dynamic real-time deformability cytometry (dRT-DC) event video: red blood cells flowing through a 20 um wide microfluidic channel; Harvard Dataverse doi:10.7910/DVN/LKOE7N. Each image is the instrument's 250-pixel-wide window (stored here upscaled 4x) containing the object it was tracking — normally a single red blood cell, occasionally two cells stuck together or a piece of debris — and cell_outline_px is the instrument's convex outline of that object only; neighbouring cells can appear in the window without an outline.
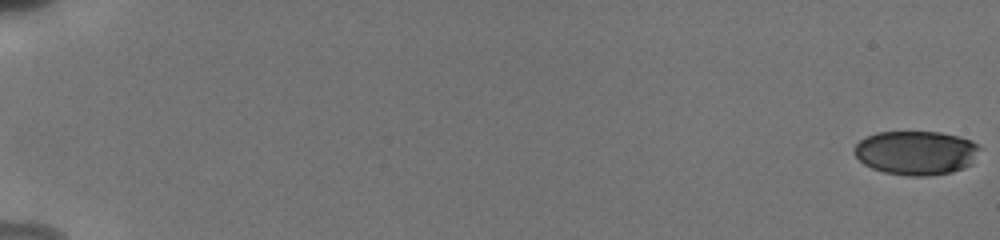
{"species": "human", "species_latin": "Homo sapiens", "temperature_condition": "cold", "stored_images_in_passage": 79, "camera_frame_rate_fps": 3000, "um_per_image_px": 0.085, "donor": {"sex": "male"}, "frame": {"image": 1, "passage_image": 1, "time_ms": 0.0, "image_size_px": [1000, 240], "cell_outline_px": [[980, 148], [972, 164], [964, 168], [952, 172], [924, 176], [908, 176], [884, 172], [872, 168], [864, 164], [856, 156], [856, 144], [860, 140], [876, 132], [940, 132], [960, 136], [972, 140], [980, 144]], "centroid_in_image_um": [77.92, 12.98], "position_along_channel_um": 7.1, "area_um2": 32.25}}
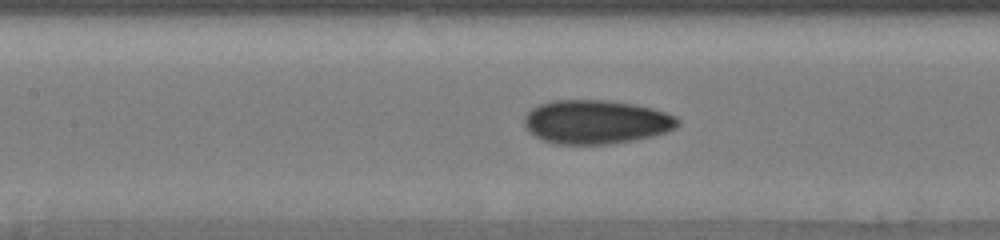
{"frame": {"image": 2, "passage_image": 40, "time_ms": 9.333, "image_size_px": [1000, 240], "cell_outline_px": [[680, 124], [676, 128], [652, 136], [632, 140], [608, 144], [556, 144], [544, 140], [536, 136], [524, 124], [524, 116], [536, 104], [552, 100], [604, 100], [632, 104], [652, 108], [676, 116], [680, 120]], "centroid_in_image_um": [50.66, 10.35], "position_along_channel_um": 156.7, "area_um2": 39.07}}
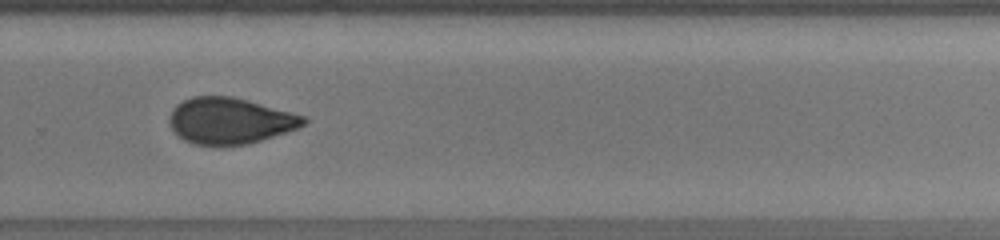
{"frame": {"image": 3, "passage_image": 62, "time_ms": 13.333, "image_size_px": [1000, 240], "cell_outline_px": [[308, 120], [304, 124], [296, 128], [248, 144], [224, 148], [216, 148], [192, 144], [184, 140], [172, 128], [168, 120], [168, 116], [172, 108], [176, 104], [192, 96], [232, 96], [248, 100], [308, 116]], "centroid_in_image_um": [19.51, 10.29], "position_along_channel_um": 310.3, "area_um2": 36.82}, "authors_computed_cell_mechanics": {"area_um2": 36.2984, "velocity_mm_per_s": 3.8494, "shape_relaxation_time_tau1_ms": 8.2533, "shape_relaxation_time_tau2_ms": 1.618, "deformation_change_tau1": 0.1775, "deformation_change_tau2": 0.063}}